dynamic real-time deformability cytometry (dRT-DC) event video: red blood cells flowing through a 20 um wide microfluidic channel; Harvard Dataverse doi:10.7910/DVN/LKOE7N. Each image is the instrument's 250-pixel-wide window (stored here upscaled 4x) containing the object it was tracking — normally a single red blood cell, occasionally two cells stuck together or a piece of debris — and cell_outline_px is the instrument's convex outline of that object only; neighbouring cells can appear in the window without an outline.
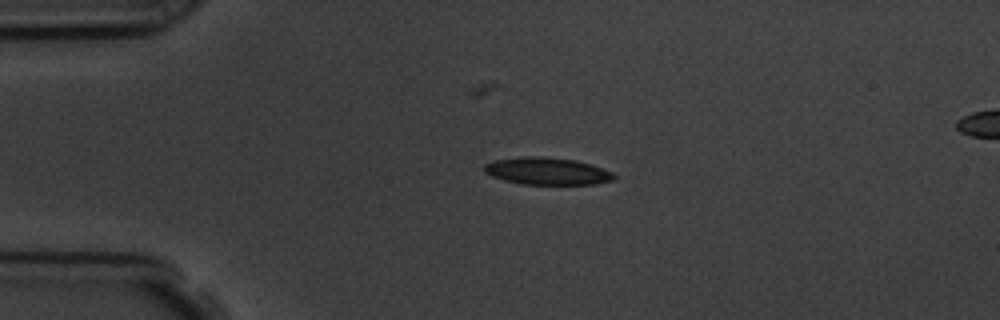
{"species": "common noctule bat (a hibernating species)", "species_latin": "Nyctalus noctula", "temperature_condition": "room temperature", "stored_images_in_passage": 3, "segment_of_instrument_passage": [1, 2], "camera_frame_rate_fps": 3000, "um_per_image_px": 0.085, "animal": {"sex": "male", "body_mass_g": 19.5, "forearm_length_mm": 54.6}, "frame": {"image": 1, "passage_image": 1, "time_ms": 0.0, "image_size_px": [1000, 320], "cell_outline_px": [[616, 176], [612, 180], [596, 184], [520, 184], [504, 180], [492, 176], [484, 172], [484, 164], [496, 160], [520, 156], [540, 156], [576, 160], [592, 164], [612, 172]], "centroid_in_image_um": [46.5, 14.54], "position_along_channel_um": 38.5, "area_um2": 20.63}}